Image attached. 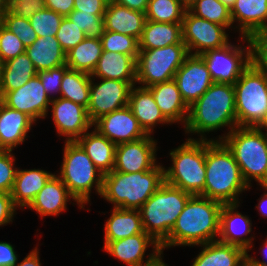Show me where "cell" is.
Masks as SVG:
<instances>
[{"label":"cell","instance_id":"65","mask_svg":"<svg viewBox=\"0 0 267 266\" xmlns=\"http://www.w3.org/2000/svg\"><path fill=\"white\" fill-rule=\"evenodd\" d=\"M261 32H263L265 35H267V24Z\"/></svg>","mask_w":267,"mask_h":266},{"label":"cell","instance_id":"19","mask_svg":"<svg viewBox=\"0 0 267 266\" xmlns=\"http://www.w3.org/2000/svg\"><path fill=\"white\" fill-rule=\"evenodd\" d=\"M93 126L101 135L116 145L133 142L147 136L128 105L101 116L93 123Z\"/></svg>","mask_w":267,"mask_h":266},{"label":"cell","instance_id":"8","mask_svg":"<svg viewBox=\"0 0 267 266\" xmlns=\"http://www.w3.org/2000/svg\"><path fill=\"white\" fill-rule=\"evenodd\" d=\"M63 161L58 177L69 193L84 208L91 199L92 188L96 194L102 191L103 174L96 168L86 152L76 141H65Z\"/></svg>","mask_w":267,"mask_h":266},{"label":"cell","instance_id":"64","mask_svg":"<svg viewBox=\"0 0 267 266\" xmlns=\"http://www.w3.org/2000/svg\"><path fill=\"white\" fill-rule=\"evenodd\" d=\"M2 67H3V62L0 57V82H1Z\"/></svg>","mask_w":267,"mask_h":266},{"label":"cell","instance_id":"46","mask_svg":"<svg viewBox=\"0 0 267 266\" xmlns=\"http://www.w3.org/2000/svg\"><path fill=\"white\" fill-rule=\"evenodd\" d=\"M22 41L4 26L0 29V57L2 62L16 58L25 52Z\"/></svg>","mask_w":267,"mask_h":266},{"label":"cell","instance_id":"49","mask_svg":"<svg viewBox=\"0 0 267 266\" xmlns=\"http://www.w3.org/2000/svg\"><path fill=\"white\" fill-rule=\"evenodd\" d=\"M18 208L14 205L10 193H0V227L12 223Z\"/></svg>","mask_w":267,"mask_h":266},{"label":"cell","instance_id":"25","mask_svg":"<svg viewBox=\"0 0 267 266\" xmlns=\"http://www.w3.org/2000/svg\"><path fill=\"white\" fill-rule=\"evenodd\" d=\"M148 89L151 91L164 117L171 124L180 122L185 127L188 120L189 107L183 100L174 79L152 85Z\"/></svg>","mask_w":267,"mask_h":266},{"label":"cell","instance_id":"61","mask_svg":"<svg viewBox=\"0 0 267 266\" xmlns=\"http://www.w3.org/2000/svg\"><path fill=\"white\" fill-rule=\"evenodd\" d=\"M4 25V12H0V29Z\"/></svg>","mask_w":267,"mask_h":266},{"label":"cell","instance_id":"29","mask_svg":"<svg viewBox=\"0 0 267 266\" xmlns=\"http://www.w3.org/2000/svg\"><path fill=\"white\" fill-rule=\"evenodd\" d=\"M76 142L103 175L113 170L115 164V143L101 135L95 128H92L91 132H85Z\"/></svg>","mask_w":267,"mask_h":266},{"label":"cell","instance_id":"34","mask_svg":"<svg viewBox=\"0 0 267 266\" xmlns=\"http://www.w3.org/2000/svg\"><path fill=\"white\" fill-rule=\"evenodd\" d=\"M37 71L26 52L3 63L0 92H10L26 84Z\"/></svg>","mask_w":267,"mask_h":266},{"label":"cell","instance_id":"60","mask_svg":"<svg viewBox=\"0 0 267 266\" xmlns=\"http://www.w3.org/2000/svg\"><path fill=\"white\" fill-rule=\"evenodd\" d=\"M7 10V0H0V12Z\"/></svg>","mask_w":267,"mask_h":266},{"label":"cell","instance_id":"31","mask_svg":"<svg viewBox=\"0 0 267 266\" xmlns=\"http://www.w3.org/2000/svg\"><path fill=\"white\" fill-rule=\"evenodd\" d=\"M37 72L66 64V53L55 36L38 37L25 49Z\"/></svg>","mask_w":267,"mask_h":266},{"label":"cell","instance_id":"24","mask_svg":"<svg viewBox=\"0 0 267 266\" xmlns=\"http://www.w3.org/2000/svg\"><path fill=\"white\" fill-rule=\"evenodd\" d=\"M230 15L232 23H237L233 29H238L240 36L249 37L267 24V0H236Z\"/></svg>","mask_w":267,"mask_h":266},{"label":"cell","instance_id":"59","mask_svg":"<svg viewBox=\"0 0 267 266\" xmlns=\"http://www.w3.org/2000/svg\"><path fill=\"white\" fill-rule=\"evenodd\" d=\"M219 1L231 10L236 0H219Z\"/></svg>","mask_w":267,"mask_h":266},{"label":"cell","instance_id":"4","mask_svg":"<svg viewBox=\"0 0 267 266\" xmlns=\"http://www.w3.org/2000/svg\"><path fill=\"white\" fill-rule=\"evenodd\" d=\"M164 168L158 163L149 171L136 173L112 170L103 175L100 197L113 208L139 209L165 182Z\"/></svg>","mask_w":267,"mask_h":266},{"label":"cell","instance_id":"38","mask_svg":"<svg viewBox=\"0 0 267 266\" xmlns=\"http://www.w3.org/2000/svg\"><path fill=\"white\" fill-rule=\"evenodd\" d=\"M189 10L195 16L224 26L228 31L234 27L230 9L219 0H197Z\"/></svg>","mask_w":267,"mask_h":266},{"label":"cell","instance_id":"22","mask_svg":"<svg viewBox=\"0 0 267 266\" xmlns=\"http://www.w3.org/2000/svg\"><path fill=\"white\" fill-rule=\"evenodd\" d=\"M36 122L27 114L0 102V150L13 151L23 144Z\"/></svg>","mask_w":267,"mask_h":266},{"label":"cell","instance_id":"58","mask_svg":"<svg viewBox=\"0 0 267 266\" xmlns=\"http://www.w3.org/2000/svg\"><path fill=\"white\" fill-rule=\"evenodd\" d=\"M257 127L261 129L262 131H266L265 133H267V113L265 115V118L262 120V122Z\"/></svg>","mask_w":267,"mask_h":266},{"label":"cell","instance_id":"3","mask_svg":"<svg viewBox=\"0 0 267 266\" xmlns=\"http://www.w3.org/2000/svg\"><path fill=\"white\" fill-rule=\"evenodd\" d=\"M205 168L203 197L222 204L240 203L242 192L252 187L244 181L232 152L222 141L205 140Z\"/></svg>","mask_w":267,"mask_h":266},{"label":"cell","instance_id":"15","mask_svg":"<svg viewBox=\"0 0 267 266\" xmlns=\"http://www.w3.org/2000/svg\"><path fill=\"white\" fill-rule=\"evenodd\" d=\"M1 102L11 109L27 114L35 122L45 119L51 99L47 95L38 75L26 84L10 92H0Z\"/></svg>","mask_w":267,"mask_h":266},{"label":"cell","instance_id":"13","mask_svg":"<svg viewBox=\"0 0 267 266\" xmlns=\"http://www.w3.org/2000/svg\"><path fill=\"white\" fill-rule=\"evenodd\" d=\"M100 80L95 82V78L91 77L87 114L92 123L105 114L127 106L130 90L133 85H136V81L104 78Z\"/></svg>","mask_w":267,"mask_h":266},{"label":"cell","instance_id":"6","mask_svg":"<svg viewBox=\"0 0 267 266\" xmlns=\"http://www.w3.org/2000/svg\"><path fill=\"white\" fill-rule=\"evenodd\" d=\"M191 196L190 193L164 182L138 209L144 231L161 245L168 238Z\"/></svg>","mask_w":267,"mask_h":266},{"label":"cell","instance_id":"9","mask_svg":"<svg viewBox=\"0 0 267 266\" xmlns=\"http://www.w3.org/2000/svg\"><path fill=\"white\" fill-rule=\"evenodd\" d=\"M233 87L238 126L257 127L267 113V76L250 64Z\"/></svg>","mask_w":267,"mask_h":266},{"label":"cell","instance_id":"32","mask_svg":"<svg viewBox=\"0 0 267 266\" xmlns=\"http://www.w3.org/2000/svg\"><path fill=\"white\" fill-rule=\"evenodd\" d=\"M104 226V241H115L146 233L138 209L113 208Z\"/></svg>","mask_w":267,"mask_h":266},{"label":"cell","instance_id":"42","mask_svg":"<svg viewBox=\"0 0 267 266\" xmlns=\"http://www.w3.org/2000/svg\"><path fill=\"white\" fill-rule=\"evenodd\" d=\"M3 26L10 32L14 33L22 41V44L25 47L31 45L38 38L29 19L14 16L7 10L4 12Z\"/></svg>","mask_w":267,"mask_h":266},{"label":"cell","instance_id":"12","mask_svg":"<svg viewBox=\"0 0 267 266\" xmlns=\"http://www.w3.org/2000/svg\"><path fill=\"white\" fill-rule=\"evenodd\" d=\"M226 31L224 26L195 16L190 10L185 11L182 33L189 54L201 55L208 50L224 47L229 43Z\"/></svg>","mask_w":267,"mask_h":266},{"label":"cell","instance_id":"63","mask_svg":"<svg viewBox=\"0 0 267 266\" xmlns=\"http://www.w3.org/2000/svg\"><path fill=\"white\" fill-rule=\"evenodd\" d=\"M107 6L117 3V0H102Z\"/></svg>","mask_w":267,"mask_h":266},{"label":"cell","instance_id":"5","mask_svg":"<svg viewBox=\"0 0 267 266\" xmlns=\"http://www.w3.org/2000/svg\"><path fill=\"white\" fill-rule=\"evenodd\" d=\"M232 152L248 186L267 185L266 133L258 127L237 126L221 140Z\"/></svg>","mask_w":267,"mask_h":266},{"label":"cell","instance_id":"30","mask_svg":"<svg viewBox=\"0 0 267 266\" xmlns=\"http://www.w3.org/2000/svg\"><path fill=\"white\" fill-rule=\"evenodd\" d=\"M136 60L137 57L130 55L102 51L101 57L90 75L95 79L136 81Z\"/></svg>","mask_w":267,"mask_h":266},{"label":"cell","instance_id":"54","mask_svg":"<svg viewBox=\"0 0 267 266\" xmlns=\"http://www.w3.org/2000/svg\"><path fill=\"white\" fill-rule=\"evenodd\" d=\"M149 0H117V3L131 10H136L145 13Z\"/></svg>","mask_w":267,"mask_h":266},{"label":"cell","instance_id":"16","mask_svg":"<svg viewBox=\"0 0 267 266\" xmlns=\"http://www.w3.org/2000/svg\"><path fill=\"white\" fill-rule=\"evenodd\" d=\"M157 142L152 135H147L133 142L116 145L113 170L136 173L153 169L158 164Z\"/></svg>","mask_w":267,"mask_h":266},{"label":"cell","instance_id":"20","mask_svg":"<svg viewBox=\"0 0 267 266\" xmlns=\"http://www.w3.org/2000/svg\"><path fill=\"white\" fill-rule=\"evenodd\" d=\"M241 203L223 204L220 212V232L218 241L235 245L247 253L254 248L255 237L248 235L252 232V221L247 215L238 210Z\"/></svg>","mask_w":267,"mask_h":266},{"label":"cell","instance_id":"47","mask_svg":"<svg viewBox=\"0 0 267 266\" xmlns=\"http://www.w3.org/2000/svg\"><path fill=\"white\" fill-rule=\"evenodd\" d=\"M68 69L69 67L65 64L57 68L37 72V75L39 76L41 83L51 100L60 97L62 78Z\"/></svg>","mask_w":267,"mask_h":266},{"label":"cell","instance_id":"62","mask_svg":"<svg viewBox=\"0 0 267 266\" xmlns=\"http://www.w3.org/2000/svg\"><path fill=\"white\" fill-rule=\"evenodd\" d=\"M153 266H169L168 264H166L163 259L161 258L155 265Z\"/></svg>","mask_w":267,"mask_h":266},{"label":"cell","instance_id":"44","mask_svg":"<svg viewBox=\"0 0 267 266\" xmlns=\"http://www.w3.org/2000/svg\"><path fill=\"white\" fill-rule=\"evenodd\" d=\"M251 45V64L267 76V35L255 32L248 37Z\"/></svg>","mask_w":267,"mask_h":266},{"label":"cell","instance_id":"7","mask_svg":"<svg viewBox=\"0 0 267 266\" xmlns=\"http://www.w3.org/2000/svg\"><path fill=\"white\" fill-rule=\"evenodd\" d=\"M171 166L164 168L165 182L193 195L203 196L205 185V140L188 137L169 153Z\"/></svg>","mask_w":267,"mask_h":266},{"label":"cell","instance_id":"18","mask_svg":"<svg viewBox=\"0 0 267 266\" xmlns=\"http://www.w3.org/2000/svg\"><path fill=\"white\" fill-rule=\"evenodd\" d=\"M50 107L55 130L65 141H76L93 127L84 106L58 97L51 101Z\"/></svg>","mask_w":267,"mask_h":266},{"label":"cell","instance_id":"35","mask_svg":"<svg viewBox=\"0 0 267 266\" xmlns=\"http://www.w3.org/2000/svg\"><path fill=\"white\" fill-rule=\"evenodd\" d=\"M102 44L98 38H85L66 53V65L71 70L91 74L102 54Z\"/></svg>","mask_w":267,"mask_h":266},{"label":"cell","instance_id":"45","mask_svg":"<svg viewBox=\"0 0 267 266\" xmlns=\"http://www.w3.org/2000/svg\"><path fill=\"white\" fill-rule=\"evenodd\" d=\"M12 151L0 150V193H10L15 181L17 167Z\"/></svg>","mask_w":267,"mask_h":266},{"label":"cell","instance_id":"26","mask_svg":"<svg viewBox=\"0 0 267 266\" xmlns=\"http://www.w3.org/2000/svg\"><path fill=\"white\" fill-rule=\"evenodd\" d=\"M54 174L44 169L17 168L10 192L14 205L21 209L27 208Z\"/></svg>","mask_w":267,"mask_h":266},{"label":"cell","instance_id":"53","mask_svg":"<svg viewBox=\"0 0 267 266\" xmlns=\"http://www.w3.org/2000/svg\"><path fill=\"white\" fill-rule=\"evenodd\" d=\"M15 266H41L39 248L36 246L24 259Z\"/></svg>","mask_w":267,"mask_h":266},{"label":"cell","instance_id":"21","mask_svg":"<svg viewBox=\"0 0 267 266\" xmlns=\"http://www.w3.org/2000/svg\"><path fill=\"white\" fill-rule=\"evenodd\" d=\"M71 199L80 209H84L69 193L66 185L55 173L27 208L36 211L41 219L46 216H57L67 210L68 202L72 203Z\"/></svg>","mask_w":267,"mask_h":266},{"label":"cell","instance_id":"1","mask_svg":"<svg viewBox=\"0 0 267 266\" xmlns=\"http://www.w3.org/2000/svg\"><path fill=\"white\" fill-rule=\"evenodd\" d=\"M238 126L235 106V90L231 84L213 83L210 88L189 107L188 120L183 129L185 134L208 140L206 133L217 132L228 127L227 133L212 141H221ZM230 129V130H229ZM193 133V134H192Z\"/></svg>","mask_w":267,"mask_h":266},{"label":"cell","instance_id":"40","mask_svg":"<svg viewBox=\"0 0 267 266\" xmlns=\"http://www.w3.org/2000/svg\"><path fill=\"white\" fill-rule=\"evenodd\" d=\"M64 16L47 8L29 18L30 24L38 37L56 36Z\"/></svg>","mask_w":267,"mask_h":266},{"label":"cell","instance_id":"39","mask_svg":"<svg viewBox=\"0 0 267 266\" xmlns=\"http://www.w3.org/2000/svg\"><path fill=\"white\" fill-rule=\"evenodd\" d=\"M100 41L103 51L138 57L139 41L135 37L105 30Z\"/></svg>","mask_w":267,"mask_h":266},{"label":"cell","instance_id":"56","mask_svg":"<svg viewBox=\"0 0 267 266\" xmlns=\"http://www.w3.org/2000/svg\"><path fill=\"white\" fill-rule=\"evenodd\" d=\"M261 188L265 190V193L258 199L259 203L256 205L255 209L257 208L261 217L267 218V185H261Z\"/></svg>","mask_w":267,"mask_h":266},{"label":"cell","instance_id":"43","mask_svg":"<svg viewBox=\"0 0 267 266\" xmlns=\"http://www.w3.org/2000/svg\"><path fill=\"white\" fill-rule=\"evenodd\" d=\"M55 37L63 51L67 53L83 41L86 35L74 22L64 17Z\"/></svg>","mask_w":267,"mask_h":266},{"label":"cell","instance_id":"14","mask_svg":"<svg viewBox=\"0 0 267 266\" xmlns=\"http://www.w3.org/2000/svg\"><path fill=\"white\" fill-rule=\"evenodd\" d=\"M150 246L152 252L145 258V253ZM103 248L109 255L128 266H153L163 258L160 244L147 233H139L115 241H104Z\"/></svg>","mask_w":267,"mask_h":266},{"label":"cell","instance_id":"33","mask_svg":"<svg viewBox=\"0 0 267 266\" xmlns=\"http://www.w3.org/2000/svg\"><path fill=\"white\" fill-rule=\"evenodd\" d=\"M183 42L182 23H158L146 20L139 49H156Z\"/></svg>","mask_w":267,"mask_h":266},{"label":"cell","instance_id":"27","mask_svg":"<svg viewBox=\"0 0 267 266\" xmlns=\"http://www.w3.org/2000/svg\"><path fill=\"white\" fill-rule=\"evenodd\" d=\"M202 248L190 266H245L247 252L241 247L218 240L197 245Z\"/></svg>","mask_w":267,"mask_h":266},{"label":"cell","instance_id":"2","mask_svg":"<svg viewBox=\"0 0 267 266\" xmlns=\"http://www.w3.org/2000/svg\"><path fill=\"white\" fill-rule=\"evenodd\" d=\"M222 205L219 201L200 195L191 196L178 216L168 238L160 245L162 253L165 248L194 247L217 241Z\"/></svg>","mask_w":267,"mask_h":266},{"label":"cell","instance_id":"50","mask_svg":"<svg viewBox=\"0 0 267 266\" xmlns=\"http://www.w3.org/2000/svg\"><path fill=\"white\" fill-rule=\"evenodd\" d=\"M107 5L102 0H74V10L104 15Z\"/></svg>","mask_w":267,"mask_h":266},{"label":"cell","instance_id":"51","mask_svg":"<svg viewBox=\"0 0 267 266\" xmlns=\"http://www.w3.org/2000/svg\"><path fill=\"white\" fill-rule=\"evenodd\" d=\"M14 246L6 241H0V266H15L18 263V254Z\"/></svg>","mask_w":267,"mask_h":266},{"label":"cell","instance_id":"28","mask_svg":"<svg viewBox=\"0 0 267 266\" xmlns=\"http://www.w3.org/2000/svg\"><path fill=\"white\" fill-rule=\"evenodd\" d=\"M103 18L105 30L129 35L138 41L146 22L145 13L131 10L118 3L108 5Z\"/></svg>","mask_w":267,"mask_h":266},{"label":"cell","instance_id":"11","mask_svg":"<svg viewBox=\"0 0 267 266\" xmlns=\"http://www.w3.org/2000/svg\"><path fill=\"white\" fill-rule=\"evenodd\" d=\"M241 44L231 42L219 49L208 50L200 56L207 65L214 83L231 84L240 78L251 64V45L248 37L239 36Z\"/></svg>","mask_w":267,"mask_h":266},{"label":"cell","instance_id":"23","mask_svg":"<svg viewBox=\"0 0 267 266\" xmlns=\"http://www.w3.org/2000/svg\"><path fill=\"white\" fill-rule=\"evenodd\" d=\"M128 107L147 135L154 133L157 124L172 125L157 106L151 91L146 87L133 85L128 100Z\"/></svg>","mask_w":267,"mask_h":266},{"label":"cell","instance_id":"57","mask_svg":"<svg viewBox=\"0 0 267 266\" xmlns=\"http://www.w3.org/2000/svg\"><path fill=\"white\" fill-rule=\"evenodd\" d=\"M179 1L186 10H189L197 2V0H179Z\"/></svg>","mask_w":267,"mask_h":266},{"label":"cell","instance_id":"37","mask_svg":"<svg viewBox=\"0 0 267 266\" xmlns=\"http://www.w3.org/2000/svg\"><path fill=\"white\" fill-rule=\"evenodd\" d=\"M186 9L179 0H149L146 20L158 23H182Z\"/></svg>","mask_w":267,"mask_h":266},{"label":"cell","instance_id":"41","mask_svg":"<svg viewBox=\"0 0 267 266\" xmlns=\"http://www.w3.org/2000/svg\"><path fill=\"white\" fill-rule=\"evenodd\" d=\"M104 15H93V13H83L79 10H73L68 16L70 21L74 22L86 35L87 38H98L104 34Z\"/></svg>","mask_w":267,"mask_h":266},{"label":"cell","instance_id":"10","mask_svg":"<svg viewBox=\"0 0 267 266\" xmlns=\"http://www.w3.org/2000/svg\"><path fill=\"white\" fill-rule=\"evenodd\" d=\"M188 55L186 44L139 49L136 60V85L148 88L172 80Z\"/></svg>","mask_w":267,"mask_h":266},{"label":"cell","instance_id":"48","mask_svg":"<svg viewBox=\"0 0 267 266\" xmlns=\"http://www.w3.org/2000/svg\"><path fill=\"white\" fill-rule=\"evenodd\" d=\"M45 8V0H7V11L26 19Z\"/></svg>","mask_w":267,"mask_h":266},{"label":"cell","instance_id":"36","mask_svg":"<svg viewBox=\"0 0 267 266\" xmlns=\"http://www.w3.org/2000/svg\"><path fill=\"white\" fill-rule=\"evenodd\" d=\"M90 83L89 73L68 69L62 78L60 97L87 109L90 101Z\"/></svg>","mask_w":267,"mask_h":266},{"label":"cell","instance_id":"52","mask_svg":"<svg viewBox=\"0 0 267 266\" xmlns=\"http://www.w3.org/2000/svg\"><path fill=\"white\" fill-rule=\"evenodd\" d=\"M45 7L66 17L74 10V0H45Z\"/></svg>","mask_w":267,"mask_h":266},{"label":"cell","instance_id":"55","mask_svg":"<svg viewBox=\"0 0 267 266\" xmlns=\"http://www.w3.org/2000/svg\"><path fill=\"white\" fill-rule=\"evenodd\" d=\"M263 247H260L261 254H263L264 260L261 261V259L259 260V258H255V256L253 257L252 255H249L247 253V264L249 266H267V261L265 258H267V238L265 239V242L262 245ZM264 252V253H263Z\"/></svg>","mask_w":267,"mask_h":266},{"label":"cell","instance_id":"17","mask_svg":"<svg viewBox=\"0 0 267 266\" xmlns=\"http://www.w3.org/2000/svg\"><path fill=\"white\" fill-rule=\"evenodd\" d=\"M173 79L188 107L193 105L214 83L202 57L192 54L185 58Z\"/></svg>","mask_w":267,"mask_h":266}]
</instances>
